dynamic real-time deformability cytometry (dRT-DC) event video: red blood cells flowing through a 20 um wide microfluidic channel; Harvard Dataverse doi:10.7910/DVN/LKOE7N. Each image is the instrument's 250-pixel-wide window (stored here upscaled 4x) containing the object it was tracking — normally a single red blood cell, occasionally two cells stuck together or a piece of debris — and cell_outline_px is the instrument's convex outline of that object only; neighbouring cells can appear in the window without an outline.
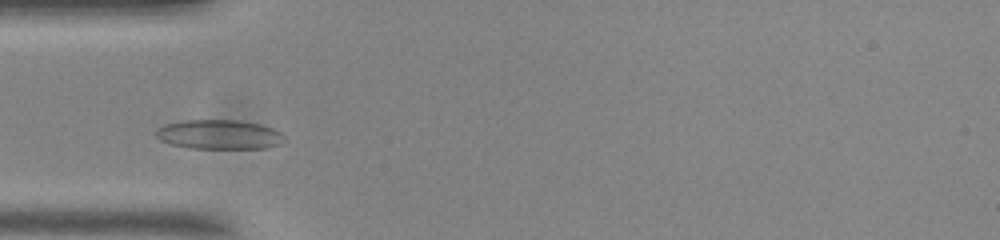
{"species": "common noctule bat (a hibernating species)", "species_latin": "Nyctalus noctula", "temperature_condition": "room temperature", "stored_images_in_passage": 41, "camera_frame_rate_fps": 3000, "um_per_image_px": 0.085, "animal": {"sex": "male", "body_mass_g": 20.0, "forearm_length_mm": 53.3}, "frame": {"image": 1, "passage_image": 3, "time_ms": 0.667, "image_size_px": [1000, 240], "cell_outline_px": [[288, 140], [284, 144], [268, 148], [192, 148], [172, 144], [160, 140], [156, 136], [156, 128], [164, 124], [180, 120], [240, 120], [260, 124], [272, 128], [280, 132]], "centroid_in_image_um": [18.68, 11.43], "position_along_channel_um": 66.3, "area_um2": 22.31}}
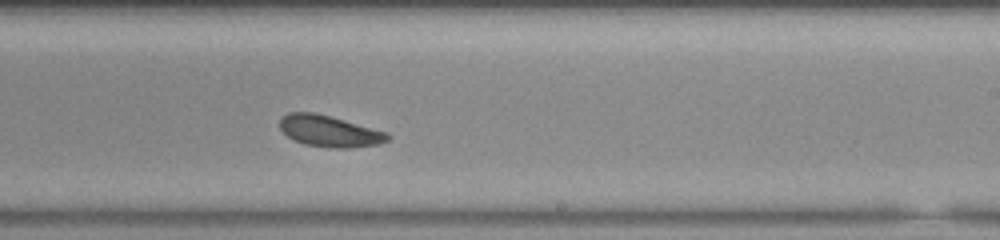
{"frame": {"image": 2, "passage_image": 19, "time_ms": 6.0, "image_size_px": [1000, 240], "cell_outline_px": [[388, 140], [380, 144], [348, 148], [328, 148], [304, 144], [292, 140], [280, 128], [280, 120], [288, 112], [312, 112], [328, 116], [388, 132]], "centroid_in_image_um": [27.99, 11.16], "position_along_channel_um": 261.0, "area_um2": 19.54}}
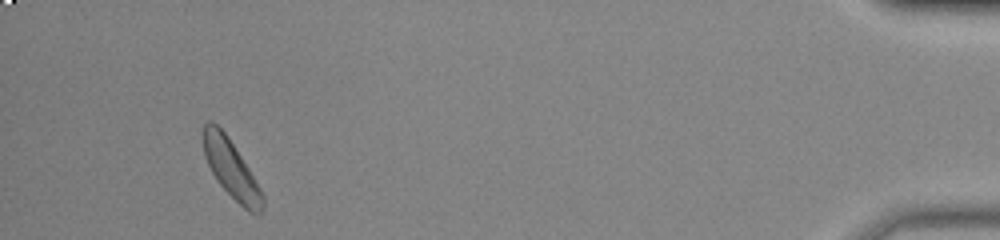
{"frame": {"image": 3, "passage_image": 38, "time_ms": 12.333, "image_size_px": [1000, 240], "cell_outline_px": [[264, 208], [260, 212], [248, 212], [220, 184], [212, 172], [204, 156], [204, 124], [208, 120], [212, 120], [224, 132], [248, 168], [260, 188], [264, 196]], "centroid_in_image_um": [19.65, 14.36], "position_along_channel_um": 415.5, "area_um2": 19.36}, "authors_computed_cell_mechanics": {"area_um2": 20.1144, "velocity_mm_per_s": 3.6514, "shape_relaxation_time_tau1_ms": 4.3864, "shape_relaxation_time_tau2_ms": null, "deformation_change_tau1": 0.1047, "deformation_change_tau2": null}}